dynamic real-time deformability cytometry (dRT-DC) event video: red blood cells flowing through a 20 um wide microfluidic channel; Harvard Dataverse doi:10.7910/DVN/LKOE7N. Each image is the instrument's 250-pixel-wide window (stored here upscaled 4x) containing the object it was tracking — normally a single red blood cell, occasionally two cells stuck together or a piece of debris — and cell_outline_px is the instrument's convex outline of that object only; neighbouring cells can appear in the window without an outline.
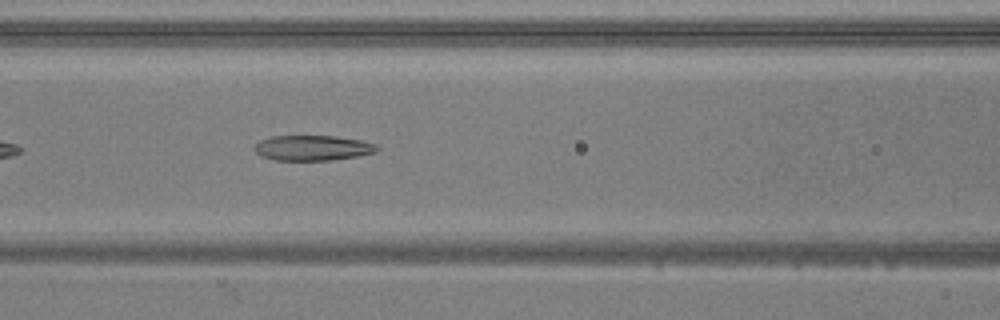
{"species": "common noctule bat (a hibernating species)", "species_latin": "Nyctalus noctula", "temperature_condition": "warm", "stored_images_in_passage": 39, "camera_frame_rate_fps": 3000, "um_per_image_px": 0.085, "animal": {"sex": "male", "body_mass_g": 20.5, "forearm_length_mm": 52.5}, "frame": {"image": 1, "passage_image": 9, "time_ms": 2.667, "image_size_px": [1000, 320], "cell_outline_px": [[380, 148], [376, 152], [356, 156], [328, 160], [276, 160], [260, 156], [252, 148], [260, 140], [272, 136], [336, 136], [360, 140], [376, 144]], "centroid_in_image_um": [26.55, 12.57], "position_along_channel_um": 140.0, "area_um2": 17.98}}
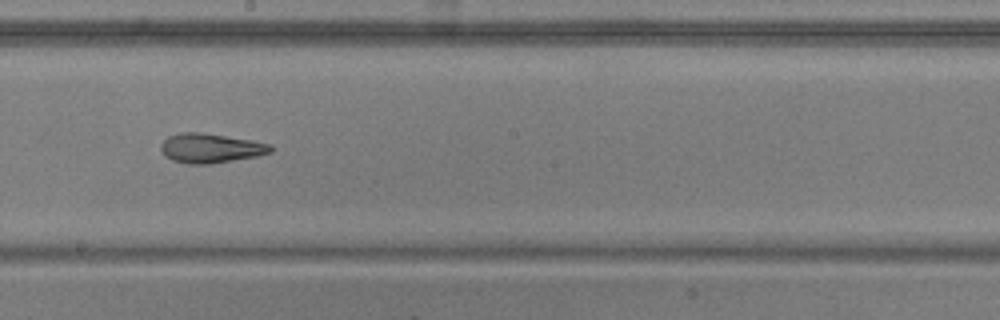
{"frame": {"image": 2, "passage_image": 16, "time_ms": 5.0, "image_size_px": [1000, 320], "cell_outline_px": [[272, 152], [256, 156], [208, 164], [188, 164], [172, 160], [164, 156], [160, 148], [160, 144], [168, 136], [180, 132], [204, 132], [252, 140], [272, 144]], "centroid_in_image_um": [17.88, 12.58], "position_along_channel_um": 230.3, "area_um2": 18.96}}
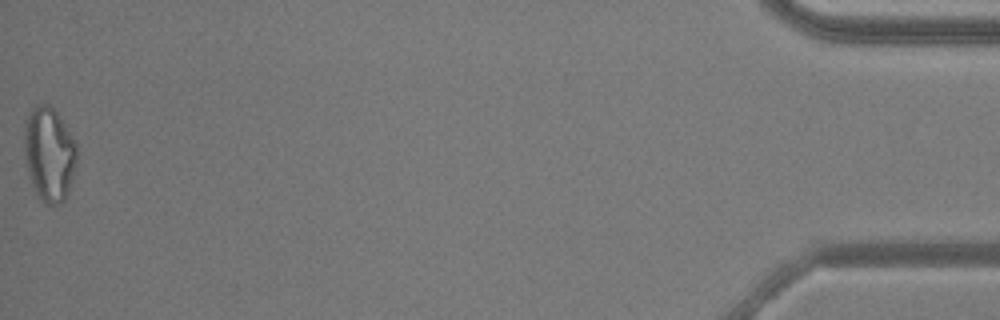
{"frame": {"image": 3, "passage_image": 39, "time_ms": 12.667, "image_size_px": [1000, 320], "cell_outline_px": [[76, 164], [68, 192], [64, 200], [60, 204], [44, 204], [36, 196], [28, 172], [24, 148], [24, 120], [32, 108], [36, 104], [48, 104], [56, 112], [76, 140]], "centroid_in_image_um": [4.17, 13.09], "position_along_channel_um": 431.0, "area_um2": 29.07}, "authors_computed_cell_mechanics": {"area_um2": 19.2474, "velocity_mm_per_s": 3.8735, "shape_relaxation_time_tau1_ms": null, "shape_relaxation_time_tau2_ms": 6.2735, "deformation_change_tau1": null, "deformation_change_tau2": 0.1922}}